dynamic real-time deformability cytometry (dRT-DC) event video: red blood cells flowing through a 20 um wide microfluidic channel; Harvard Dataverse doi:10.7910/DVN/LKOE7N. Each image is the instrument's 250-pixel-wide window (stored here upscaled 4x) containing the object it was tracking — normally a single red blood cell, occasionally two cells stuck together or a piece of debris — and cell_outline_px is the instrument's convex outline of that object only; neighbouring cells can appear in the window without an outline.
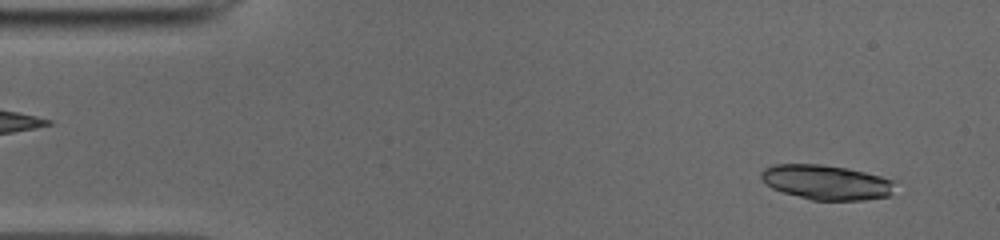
{"species": "common noctule bat (a hibernating species)", "species_latin": "Nyctalus noctula", "temperature_condition": "cold", "stored_images_in_passage": 12, "camera_frame_rate_fps": 3000, "um_per_image_px": 0.085, "animal": {"sex": "male", "body_mass_g": 19.0, "forearm_length_mm": 50.8}, "frame": {"image": 1, "passage_image": 1, "time_ms": 0.0, "image_size_px": [1000, 240], "cell_outline_px": [[892, 184], [888, 196], [864, 200], [812, 200], [784, 192], [772, 188], [764, 184], [760, 176], [760, 172], [764, 168], [772, 164], [820, 164], [848, 168], [880, 176], [892, 180]], "centroid_in_image_um": [70.15, 15.48], "position_along_channel_um": 14.9, "area_um2": 26.88}}
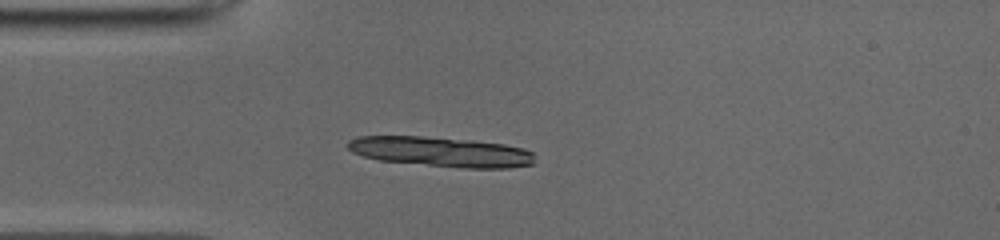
{"frame": {"image": 2, "passage_image": 10, "time_ms": 3.0, "image_size_px": [1000, 240], "cell_outline_px": [[532, 164], [508, 168], [460, 168], [380, 160], [364, 156], [352, 152], [348, 148], [348, 140], [356, 136], [420, 136], [468, 140], [504, 144], [524, 148], [532, 152]], "centroid_in_image_um": [37.46, 12.9], "position_along_channel_um": 47.5, "area_um2": 32.37}}